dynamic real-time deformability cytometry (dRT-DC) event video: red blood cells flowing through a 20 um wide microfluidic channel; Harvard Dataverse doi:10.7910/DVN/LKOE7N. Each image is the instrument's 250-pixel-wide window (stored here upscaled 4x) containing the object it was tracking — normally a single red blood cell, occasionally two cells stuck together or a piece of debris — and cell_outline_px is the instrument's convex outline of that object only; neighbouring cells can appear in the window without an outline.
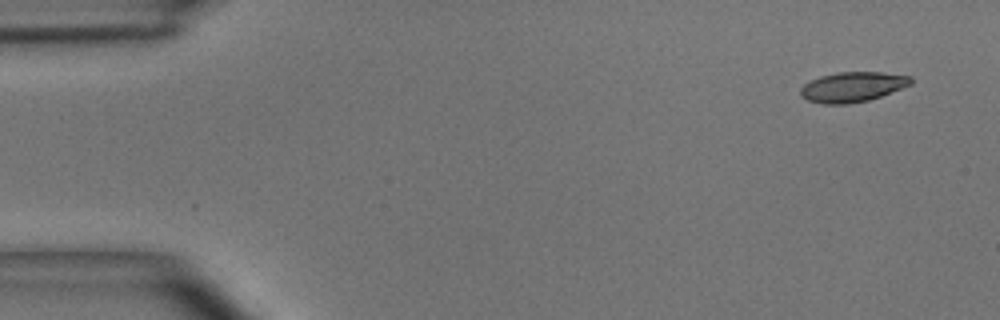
{"species": "common noctule bat (a hibernating species)", "species_latin": "Nyctalus noctula", "temperature_condition": "room temperature", "stored_images_in_passage": 4, "camera_frame_rate_fps": 3000, "um_per_image_px": 0.085, "animal": {"sex": "male", "body_mass_g": 15.6}, "frame": {"image": 1, "passage_image": 1, "time_ms": 0.0, "image_size_px": [1000, 320], "cell_outline_px": [[912, 84], [880, 96], [868, 100], [848, 104], [820, 104], [808, 100], [800, 96], [800, 88], [804, 84], [820, 76], [840, 72], [880, 72], [912, 76]], "centroid_in_image_um": [72.45, 7.39], "position_along_channel_um": 12.6, "area_um2": 19.25}}
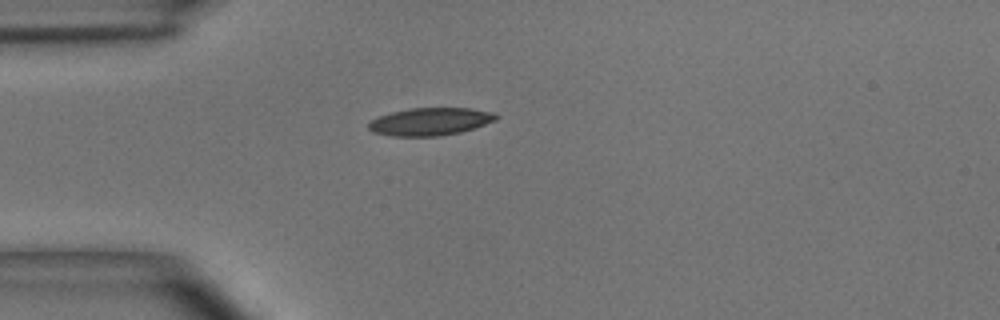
{"frame": {"image": 2, "passage_image": 4, "time_ms": 1.0, "image_size_px": [1000, 320], "cell_outline_px": [[500, 116], [496, 120], [460, 132], [440, 136], [392, 136], [372, 132], [368, 128], [368, 124], [372, 120], [380, 116], [392, 112], [408, 108], [472, 108], [492, 112]], "centroid_in_image_um": [36.56, 10.33], "position_along_channel_um": 48.4, "area_um2": 20.46}}